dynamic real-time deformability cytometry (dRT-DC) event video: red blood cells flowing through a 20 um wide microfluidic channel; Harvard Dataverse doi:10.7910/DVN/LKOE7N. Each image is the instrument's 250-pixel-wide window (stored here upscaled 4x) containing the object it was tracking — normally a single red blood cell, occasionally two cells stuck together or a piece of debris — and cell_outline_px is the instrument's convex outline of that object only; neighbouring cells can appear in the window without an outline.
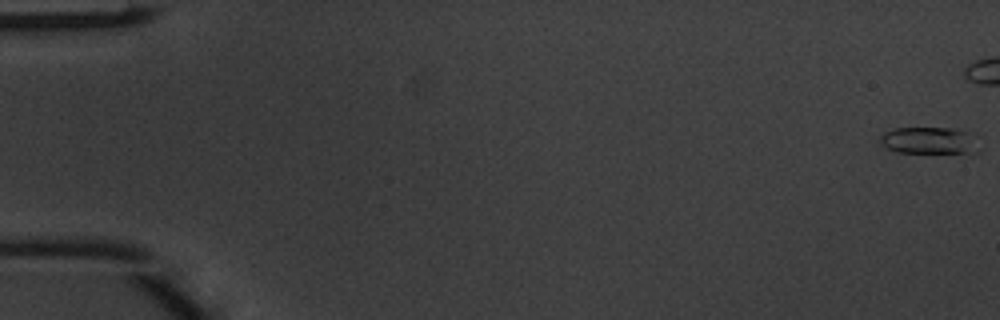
{"species": "common noctule bat (a hibernating species)", "species_latin": "Nyctalus noctula", "temperature_condition": "warm", "stored_images_in_passage": 12, "camera_frame_rate_fps": 3000, "um_per_image_px": 0.085, "animal": {"sex": "male", "body_mass_g": 20.1, "forearm_length_mm": 53.5}, "frame": {"image": 1, "passage_image": 1, "time_ms": 0.0, "image_size_px": [1000, 320], "cell_outline_px": [[976, 152], [972, 156], [896, 152], [880, 144], [880, 136], [884, 132], [896, 128], [948, 128], [968, 132]], "centroid_in_image_um": [78.94, 12.01], "position_along_channel_um": 6.1, "area_um2": 15.9}}